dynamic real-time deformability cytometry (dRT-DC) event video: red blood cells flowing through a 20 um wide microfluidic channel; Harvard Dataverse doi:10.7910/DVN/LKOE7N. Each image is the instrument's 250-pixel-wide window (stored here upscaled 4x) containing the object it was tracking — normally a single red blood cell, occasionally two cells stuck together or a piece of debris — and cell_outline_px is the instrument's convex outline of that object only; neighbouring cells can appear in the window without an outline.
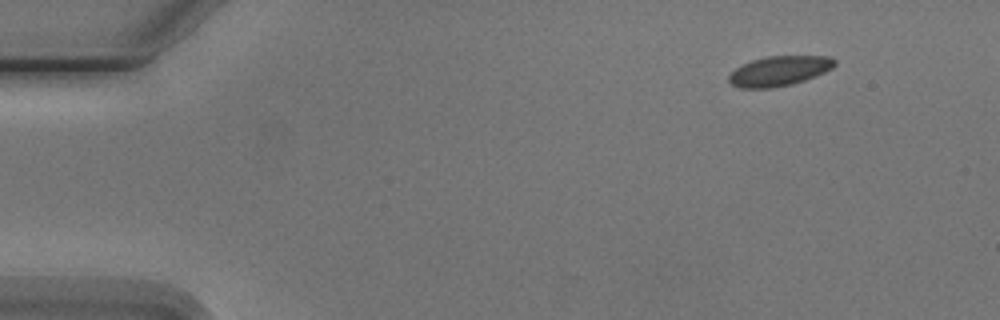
{"species": "Egyptian fruit bat (a non-hibernating species)", "species_latin": "Rousettus aegyptiacus", "temperature_condition": "cold", "stored_images_in_passage": 4, "camera_frame_rate_fps": 3000, "um_per_image_px": 0.085, "animal": {"sex": "male"}, "frame": {"image": 1, "passage_image": 1, "time_ms": 0.0, "image_size_px": [1000, 320], "cell_outline_px": [[836, 64], [832, 68], [816, 76], [792, 84], [772, 88], [740, 88], [732, 84], [728, 80], [728, 76], [736, 68], [752, 60], [768, 56], [832, 56], [836, 60]], "centroid_in_image_um": [66.26, 6.03], "position_along_channel_um": 18.7, "area_um2": 18.38}}